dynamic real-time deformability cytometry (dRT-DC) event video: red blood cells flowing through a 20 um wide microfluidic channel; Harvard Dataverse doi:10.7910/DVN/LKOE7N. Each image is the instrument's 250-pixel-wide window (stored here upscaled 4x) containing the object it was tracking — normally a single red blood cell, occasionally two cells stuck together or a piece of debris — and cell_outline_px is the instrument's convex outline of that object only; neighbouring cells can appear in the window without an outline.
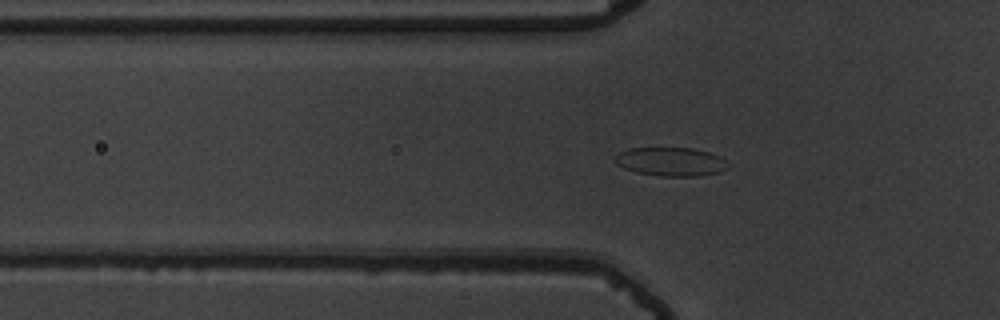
{"species": "common noctule bat (a hibernating species)", "species_latin": "Nyctalus noctula", "temperature_condition": "warm", "stored_images_in_passage": 39, "camera_frame_rate_fps": 3000, "um_per_image_px": 0.085, "animal": {"sex": "male", "body_mass_g": 19.5, "forearm_length_mm": 54.6}, "frame": {"image": 1, "passage_image": 2, "time_ms": 0.333, "image_size_px": [1000, 320], "cell_outline_px": [[728, 168], [720, 172], [700, 176], [664, 176], [636, 172], [624, 168], [616, 164], [612, 160], [620, 152], [628, 148], [692, 148], [708, 152], [720, 156], [728, 164]], "centroid_in_image_um": [57.01, 13.74], "position_along_channel_um": 68.8, "area_um2": 18.9}}
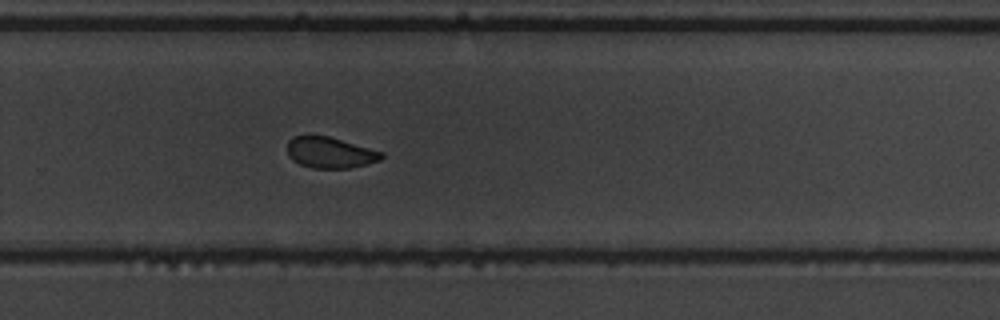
{"frame": {"image": 2, "passage_image": 21, "time_ms": 6.667, "image_size_px": [1000, 320], "cell_outline_px": [[384, 156], [380, 160], [348, 168], [312, 168], [300, 164], [292, 160], [288, 156], [288, 140], [292, 136], [328, 136], [384, 152]], "centroid_in_image_um": [28.04, 12.97], "position_along_channel_um": 301.8, "area_um2": 16.88}}
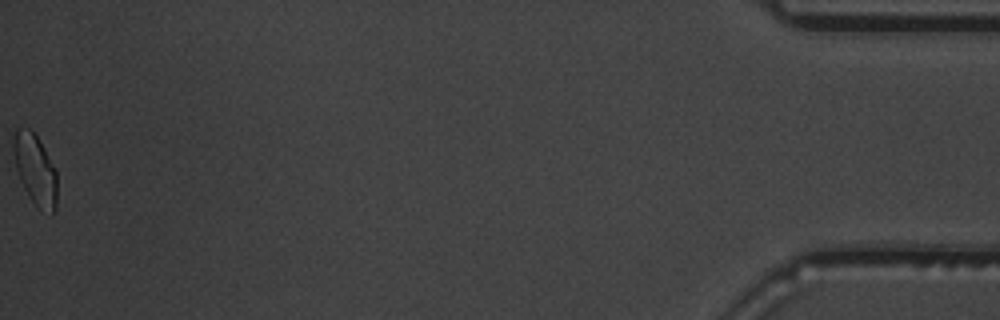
{"frame": {"image": 3, "passage_image": 39, "time_ms": 12.667, "image_size_px": [1000, 320], "cell_outline_px": [[56, 208], [52, 216], [36, 208], [28, 196], [20, 180], [16, 168], [12, 148], [12, 136], [16, 128], [28, 128], [36, 136], [44, 148], [56, 168]], "centroid_in_image_um": [2.98, 14.45], "position_along_channel_um": 432.2, "area_um2": 18.32}, "authors_computed_cell_mechanics": {"area_um2": 18.0336, "velocity_mm_per_s": 3.7002, "shape_relaxation_time_tau1_ms": 4.0683, "shape_relaxation_time_tau2_ms": 1.3391, "deformation_change_tau1": 0.0991, "deformation_change_tau2": 0.0531}}